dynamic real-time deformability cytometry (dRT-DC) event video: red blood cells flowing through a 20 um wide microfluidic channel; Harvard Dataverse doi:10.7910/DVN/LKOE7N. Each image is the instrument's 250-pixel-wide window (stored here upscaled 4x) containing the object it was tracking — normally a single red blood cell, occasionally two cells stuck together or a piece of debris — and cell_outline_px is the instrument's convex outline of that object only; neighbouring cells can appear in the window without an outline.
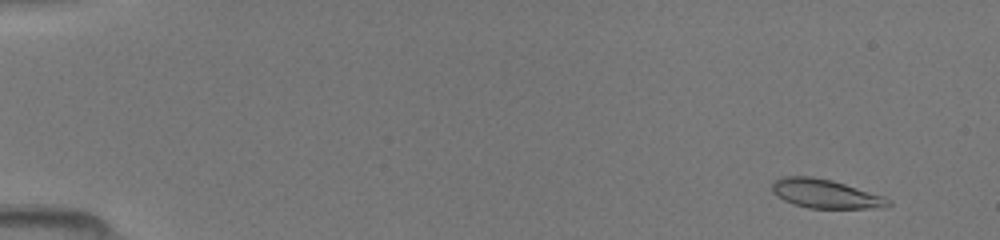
{"species": "common noctule bat (a hibernating species)", "species_latin": "Nyctalus noctula", "temperature_condition": "room temperature", "stored_images_in_passage": 50, "camera_frame_rate_fps": 3000, "um_per_image_px": 0.085, "animal": {"sex": "female", "body_mass_g": 19.5, "forearm_length_mm": 54.1}, "frame": {"image": 1, "passage_image": 4, "time_ms": 1.0, "image_size_px": [1000, 240], "cell_outline_px": [[892, 204], [884, 208], [808, 208], [792, 204], [776, 196], [772, 192], [772, 184], [776, 180], [784, 176], [812, 176], [832, 180], [884, 196], [892, 200]], "centroid_in_image_um": [70.18, 16.48], "position_along_channel_um": 14.8, "area_um2": 19.71}}
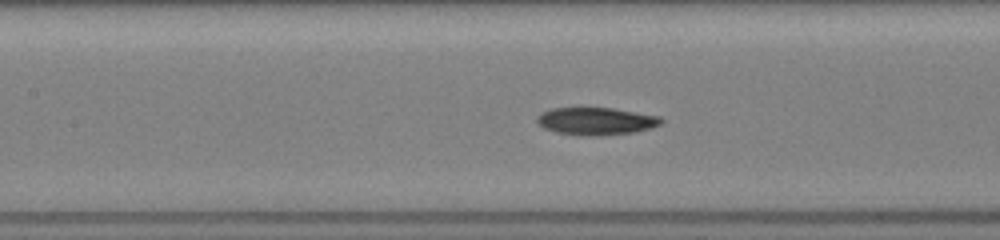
{"frame": {"image": 2, "passage_image": 24, "time_ms": 7.667, "image_size_px": [1000, 240], "cell_outline_px": [[664, 120], [660, 124], [636, 132], [600, 136], [596, 136], [556, 132], [544, 128], [536, 124], [536, 116], [540, 112], [552, 108], [576, 104], [580, 104], [612, 108], [660, 116]], "centroid_in_image_um": [50.57, 10.24], "position_along_channel_um": 156.8, "area_um2": 20.81}}
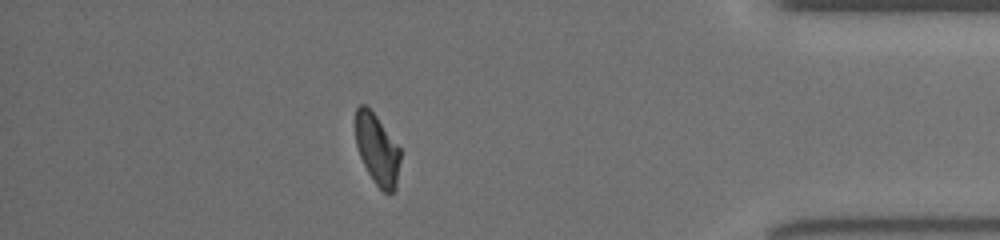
{"frame": {"image": 3, "passage_image": 44, "time_ms": 14.333, "image_size_px": [1000, 240], "cell_outline_px": [[400, 160], [396, 188], [392, 192], [384, 192], [376, 184], [368, 172], [360, 156], [356, 144], [356, 108], [360, 104], [364, 104], [376, 116], [400, 148]], "centroid_in_image_um": [32.06, 12.71], "position_along_channel_um": 403.1, "area_um2": 18.09}}